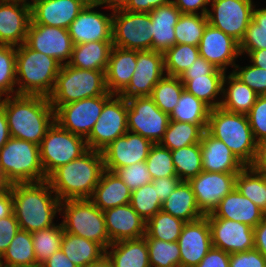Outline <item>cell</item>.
Wrapping results in <instances>:
<instances>
[{
    "instance_id": "bcb514c9",
    "label": "cell",
    "mask_w": 266,
    "mask_h": 267,
    "mask_svg": "<svg viewBox=\"0 0 266 267\" xmlns=\"http://www.w3.org/2000/svg\"><path fill=\"white\" fill-rule=\"evenodd\" d=\"M207 24L206 15L181 14L175 25L176 44L198 47Z\"/></svg>"
},
{
    "instance_id": "6da1fadb",
    "label": "cell",
    "mask_w": 266,
    "mask_h": 267,
    "mask_svg": "<svg viewBox=\"0 0 266 267\" xmlns=\"http://www.w3.org/2000/svg\"><path fill=\"white\" fill-rule=\"evenodd\" d=\"M11 137L40 145L55 122V111L48 97L12 95L0 98Z\"/></svg>"
},
{
    "instance_id": "4dcf8cb0",
    "label": "cell",
    "mask_w": 266,
    "mask_h": 267,
    "mask_svg": "<svg viewBox=\"0 0 266 267\" xmlns=\"http://www.w3.org/2000/svg\"><path fill=\"white\" fill-rule=\"evenodd\" d=\"M224 75V71L216 68L209 75L180 76L179 78L188 93L214 109L220 107L222 102Z\"/></svg>"
},
{
    "instance_id": "9c48e42d",
    "label": "cell",
    "mask_w": 266,
    "mask_h": 267,
    "mask_svg": "<svg viewBox=\"0 0 266 267\" xmlns=\"http://www.w3.org/2000/svg\"><path fill=\"white\" fill-rule=\"evenodd\" d=\"M88 150L85 138L61 128L54 122L39 145L45 177L60 166L80 158Z\"/></svg>"
},
{
    "instance_id": "d6986e66",
    "label": "cell",
    "mask_w": 266,
    "mask_h": 267,
    "mask_svg": "<svg viewBox=\"0 0 266 267\" xmlns=\"http://www.w3.org/2000/svg\"><path fill=\"white\" fill-rule=\"evenodd\" d=\"M96 3H88L68 28L73 45L95 41H112V16L97 11ZM96 9V10H95Z\"/></svg>"
},
{
    "instance_id": "ee69618b",
    "label": "cell",
    "mask_w": 266,
    "mask_h": 267,
    "mask_svg": "<svg viewBox=\"0 0 266 267\" xmlns=\"http://www.w3.org/2000/svg\"><path fill=\"white\" fill-rule=\"evenodd\" d=\"M184 90L179 77L165 75L154 86L150 97L162 112L170 115Z\"/></svg>"
},
{
    "instance_id": "11a10c76",
    "label": "cell",
    "mask_w": 266,
    "mask_h": 267,
    "mask_svg": "<svg viewBox=\"0 0 266 267\" xmlns=\"http://www.w3.org/2000/svg\"><path fill=\"white\" fill-rule=\"evenodd\" d=\"M240 51H255L266 49V31H261L259 26L251 20L243 39L239 43Z\"/></svg>"
},
{
    "instance_id": "6f0895ef",
    "label": "cell",
    "mask_w": 266,
    "mask_h": 267,
    "mask_svg": "<svg viewBox=\"0 0 266 267\" xmlns=\"http://www.w3.org/2000/svg\"><path fill=\"white\" fill-rule=\"evenodd\" d=\"M19 223L16 220L14 213L11 215L0 219V254L7 250L9 244L15 237L16 233L19 231Z\"/></svg>"
},
{
    "instance_id": "ffe728a7",
    "label": "cell",
    "mask_w": 266,
    "mask_h": 267,
    "mask_svg": "<svg viewBox=\"0 0 266 267\" xmlns=\"http://www.w3.org/2000/svg\"><path fill=\"white\" fill-rule=\"evenodd\" d=\"M211 230L212 247L229 254L254 249V228L229 219L205 215Z\"/></svg>"
},
{
    "instance_id": "89a4df30",
    "label": "cell",
    "mask_w": 266,
    "mask_h": 267,
    "mask_svg": "<svg viewBox=\"0 0 266 267\" xmlns=\"http://www.w3.org/2000/svg\"><path fill=\"white\" fill-rule=\"evenodd\" d=\"M241 56L247 54L252 65L266 70V49L255 51H240Z\"/></svg>"
},
{
    "instance_id": "03108f58",
    "label": "cell",
    "mask_w": 266,
    "mask_h": 267,
    "mask_svg": "<svg viewBox=\"0 0 266 267\" xmlns=\"http://www.w3.org/2000/svg\"><path fill=\"white\" fill-rule=\"evenodd\" d=\"M254 248L266 257V216L254 227Z\"/></svg>"
},
{
    "instance_id": "1f68e13d",
    "label": "cell",
    "mask_w": 266,
    "mask_h": 267,
    "mask_svg": "<svg viewBox=\"0 0 266 267\" xmlns=\"http://www.w3.org/2000/svg\"><path fill=\"white\" fill-rule=\"evenodd\" d=\"M223 78L222 102L220 107L228 112L247 114L259 96L232 72Z\"/></svg>"
},
{
    "instance_id": "8d00e7d4",
    "label": "cell",
    "mask_w": 266,
    "mask_h": 267,
    "mask_svg": "<svg viewBox=\"0 0 266 267\" xmlns=\"http://www.w3.org/2000/svg\"><path fill=\"white\" fill-rule=\"evenodd\" d=\"M207 128V124H192L170 120L168 128L160 141V145L169 150L201 142V137Z\"/></svg>"
},
{
    "instance_id": "f907efd6",
    "label": "cell",
    "mask_w": 266,
    "mask_h": 267,
    "mask_svg": "<svg viewBox=\"0 0 266 267\" xmlns=\"http://www.w3.org/2000/svg\"><path fill=\"white\" fill-rule=\"evenodd\" d=\"M152 179L177 176L171 150L159 143L153 144L145 161Z\"/></svg>"
},
{
    "instance_id": "7402d4cb",
    "label": "cell",
    "mask_w": 266,
    "mask_h": 267,
    "mask_svg": "<svg viewBox=\"0 0 266 267\" xmlns=\"http://www.w3.org/2000/svg\"><path fill=\"white\" fill-rule=\"evenodd\" d=\"M31 21V6L25 0H0V45L25 43Z\"/></svg>"
},
{
    "instance_id": "ba28073f",
    "label": "cell",
    "mask_w": 266,
    "mask_h": 267,
    "mask_svg": "<svg viewBox=\"0 0 266 267\" xmlns=\"http://www.w3.org/2000/svg\"><path fill=\"white\" fill-rule=\"evenodd\" d=\"M59 215L64 232L101 244L105 249L111 244L104 213L90 199L61 201Z\"/></svg>"
},
{
    "instance_id": "2644e50d",
    "label": "cell",
    "mask_w": 266,
    "mask_h": 267,
    "mask_svg": "<svg viewBox=\"0 0 266 267\" xmlns=\"http://www.w3.org/2000/svg\"><path fill=\"white\" fill-rule=\"evenodd\" d=\"M11 138L4 107L0 104V149Z\"/></svg>"
},
{
    "instance_id": "a7ac6f4b",
    "label": "cell",
    "mask_w": 266,
    "mask_h": 267,
    "mask_svg": "<svg viewBox=\"0 0 266 267\" xmlns=\"http://www.w3.org/2000/svg\"><path fill=\"white\" fill-rule=\"evenodd\" d=\"M13 213V197L8 186L0 194V219L5 218Z\"/></svg>"
},
{
    "instance_id": "5b68a950",
    "label": "cell",
    "mask_w": 266,
    "mask_h": 267,
    "mask_svg": "<svg viewBox=\"0 0 266 267\" xmlns=\"http://www.w3.org/2000/svg\"><path fill=\"white\" fill-rule=\"evenodd\" d=\"M206 131L224 142L245 166L252 162L256 141L247 114L228 112L221 107L211 109Z\"/></svg>"
},
{
    "instance_id": "753ad0ef",
    "label": "cell",
    "mask_w": 266,
    "mask_h": 267,
    "mask_svg": "<svg viewBox=\"0 0 266 267\" xmlns=\"http://www.w3.org/2000/svg\"><path fill=\"white\" fill-rule=\"evenodd\" d=\"M129 0H95V3L100 7L103 6L105 9H110L111 11L117 9H123Z\"/></svg>"
},
{
    "instance_id": "7c38bea8",
    "label": "cell",
    "mask_w": 266,
    "mask_h": 267,
    "mask_svg": "<svg viewBox=\"0 0 266 267\" xmlns=\"http://www.w3.org/2000/svg\"><path fill=\"white\" fill-rule=\"evenodd\" d=\"M113 96L105 95L85 98L62 106H52L55 111V122L63 129L87 138L98 120L104 104Z\"/></svg>"
},
{
    "instance_id": "deb4b68c",
    "label": "cell",
    "mask_w": 266,
    "mask_h": 267,
    "mask_svg": "<svg viewBox=\"0 0 266 267\" xmlns=\"http://www.w3.org/2000/svg\"><path fill=\"white\" fill-rule=\"evenodd\" d=\"M25 1L31 3V2L34 1V0H25Z\"/></svg>"
},
{
    "instance_id": "44dd1931",
    "label": "cell",
    "mask_w": 266,
    "mask_h": 267,
    "mask_svg": "<svg viewBox=\"0 0 266 267\" xmlns=\"http://www.w3.org/2000/svg\"><path fill=\"white\" fill-rule=\"evenodd\" d=\"M198 47L201 57L225 73L229 66L234 68L241 56L239 42L209 23Z\"/></svg>"
},
{
    "instance_id": "277c9868",
    "label": "cell",
    "mask_w": 266,
    "mask_h": 267,
    "mask_svg": "<svg viewBox=\"0 0 266 267\" xmlns=\"http://www.w3.org/2000/svg\"><path fill=\"white\" fill-rule=\"evenodd\" d=\"M60 68L54 58L30 49L25 43L16 47L17 94L49 97Z\"/></svg>"
},
{
    "instance_id": "ac0fdd59",
    "label": "cell",
    "mask_w": 266,
    "mask_h": 267,
    "mask_svg": "<svg viewBox=\"0 0 266 267\" xmlns=\"http://www.w3.org/2000/svg\"><path fill=\"white\" fill-rule=\"evenodd\" d=\"M152 145L140 134L127 131L101 151L104 169L114 172L118 168L146 161Z\"/></svg>"
},
{
    "instance_id": "d6a6232c",
    "label": "cell",
    "mask_w": 266,
    "mask_h": 267,
    "mask_svg": "<svg viewBox=\"0 0 266 267\" xmlns=\"http://www.w3.org/2000/svg\"><path fill=\"white\" fill-rule=\"evenodd\" d=\"M112 48V41H95L73 45L68 65L85 70L106 71Z\"/></svg>"
},
{
    "instance_id": "7bdbcfd3",
    "label": "cell",
    "mask_w": 266,
    "mask_h": 267,
    "mask_svg": "<svg viewBox=\"0 0 266 267\" xmlns=\"http://www.w3.org/2000/svg\"><path fill=\"white\" fill-rule=\"evenodd\" d=\"M199 57V47L175 44L164 53L165 74L180 77Z\"/></svg>"
},
{
    "instance_id": "2e32d148",
    "label": "cell",
    "mask_w": 266,
    "mask_h": 267,
    "mask_svg": "<svg viewBox=\"0 0 266 267\" xmlns=\"http://www.w3.org/2000/svg\"><path fill=\"white\" fill-rule=\"evenodd\" d=\"M164 53L138 51L135 71L128 86L119 94L125 98L150 97L154 86L165 76Z\"/></svg>"
},
{
    "instance_id": "e0dca14e",
    "label": "cell",
    "mask_w": 266,
    "mask_h": 267,
    "mask_svg": "<svg viewBox=\"0 0 266 267\" xmlns=\"http://www.w3.org/2000/svg\"><path fill=\"white\" fill-rule=\"evenodd\" d=\"M237 173H220L202 171L190 179L196 203L200 211L207 215L212 213L219 202L236 187Z\"/></svg>"
},
{
    "instance_id": "34e18365",
    "label": "cell",
    "mask_w": 266,
    "mask_h": 267,
    "mask_svg": "<svg viewBox=\"0 0 266 267\" xmlns=\"http://www.w3.org/2000/svg\"><path fill=\"white\" fill-rule=\"evenodd\" d=\"M87 267H114V265L110 257L105 253L99 260L89 264Z\"/></svg>"
},
{
    "instance_id": "cb8c5ba5",
    "label": "cell",
    "mask_w": 266,
    "mask_h": 267,
    "mask_svg": "<svg viewBox=\"0 0 266 267\" xmlns=\"http://www.w3.org/2000/svg\"><path fill=\"white\" fill-rule=\"evenodd\" d=\"M88 4L85 0H34L30 3L35 24L68 29Z\"/></svg>"
},
{
    "instance_id": "816d5d0a",
    "label": "cell",
    "mask_w": 266,
    "mask_h": 267,
    "mask_svg": "<svg viewBox=\"0 0 266 267\" xmlns=\"http://www.w3.org/2000/svg\"><path fill=\"white\" fill-rule=\"evenodd\" d=\"M131 191L153 181L145 161L118 168L114 171Z\"/></svg>"
},
{
    "instance_id": "09005b40",
    "label": "cell",
    "mask_w": 266,
    "mask_h": 267,
    "mask_svg": "<svg viewBox=\"0 0 266 267\" xmlns=\"http://www.w3.org/2000/svg\"><path fill=\"white\" fill-rule=\"evenodd\" d=\"M0 267H4L3 266V262H2V255L0 254Z\"/></svg>"
},
{
    "instance_id": "8fae6325",
    "label": "cell",
    "mask_w": 266,
    "mask_h": 267,
    "mask_svg": "<svg viewBox=\"0 0 266 267\" xmlns=\"http://www.w3.org/2000/svg\"><path fill=\"white\" fill-rule=\"evenodd\" d=\"M128 103L113 95L103 106L101 114L86 138L88 149L102 151L111 142L128 131Z\"/></svg>"
},
{
    "instance_id": "e7e4bbea",
    "label": "cell",
    "mask_w": 266,
    "mask_h": 267,
    "mask_svg": "<svg viewBox=\"0 0 266 267\" xmlns=\"http://www.w3.org/2000/svg\"><path fill=\"white\" fill-rule=\"evenodd\" d=\"M215 69L216 68L211 63L200 56L181 76L209 75Z\"/></svg>"
},
{
    "instance_id": "9f6ffc18",
    "label": "cell",
    "mask_w": 266,
    "mask_h": 267,
    "mask_svg": "<svg viewBox=\"0 0 266 267\" xmlns=\"http://www.w3.org/2000/svg\"><path fill=\"white\" fill-rule=\"evenodd\" d=\"M229 267H266V257L255 248L230 254Z\"/></svg>"
},
{
    "instance_id": "681fc988",
    "label": "cell",
    "mask_w": 266,
    "mask_h": 267,
    "mask_svg": "<svg viewBox=\"0 0 266 267\" xmlns=\"http://www.w3.org/2000/svg\"><path fill=\"white\" fill-rule=\"evenodd\" d=\"M157 194L152 182L131 192L130 205L145 221L152 218L162 208V202Z\"/></svg>"
},
{
    "instance_id": "4fadbf2b",
    "label": "cell",
    "mask_w": 266,
    "mask_h": 267,
    "mask_svg": "<svg viewBox=\"0 0 266 267\" xmlns=\"http://www.w3.org/2000/svg\"><path fill=\"white\" fill-rule=\"evenodd\" d=\"M128 131L140 134L153 144L160 143L168 128L169 114L162 112L151 97L127 99Z\"/></svg>"
},
{
    "instance_id": "603a6c76",
    "label": "cell",
    "mask_w": 266,
    "mask_h": 267,
    "mask_svg": "<svg viewBox=\"0 0 266 267\" xmlns=\"http://www.w3.org/2000/svg\"><path fill=\"white\" fill-rule=\"evenodd\" d=\"M180 266L196 267L212 247L211 230L206 216L186 222L178 238Z\"/></svg>"
},
{
    "instance_id": "7a4b0ae2",
    "label": "cell",
    "mask_w": 266,
    "mask_h": 267,
    "mask_svg": "<svg viewBox=\"0 0 266 267\" xmlns=\"http://www.w3.org/2000/svg\"><path fill=\"white\" fill-rule=\"evenodd\" d=\"M13 197V213L21 230L33 233L54 226L60 200L47 180L8 185Z\"/></svg>"
},
{
    "instance_id": "f6af8a7d",
    "label": "cell",
    "mask_w": 266,
    "mask_h": 267,
    "mask_svg": "<svg viewBox=\"0 0 266 267\" xmlns=\"http://www.w3.org/2000/svg\"><path fill=\"white\" fill-rule=\"evenodd\" d=\"M63 233L61 223L31 233L36 264L41 266L53 253L61 249Z\"/></svg>"
},
{
    "instance_id": "979ff035",
    "label": "cell",
    "mask_w": 266,
    "mask_h": 267,
    "mask_svg": "<svg viewBox=\"0 0 266 267\" xmlns=\"http://www.w3.org/2000/svg\"><path fill=\"white\" fill-rule=\"evenodd\" d=\"M87 1L88 3H95V0H85Z\"/></svg>"
},
{
    "instance_id": "52a82bcc",
    "label": "cell",
    "mask_w": 266,
    "mask_h": 267,
    "mask_svg": "<svg viewBox=\"0 0 266 267\" xmlns=\"http://www.w3.org/2000/svg\"><path fill=\"white\" fill-rule=\"evenodd\" d=\"M106 71L85 70L61 65L48 99L52 106H62L85 98L105 95Z\"/></svg>"
},
{
    "instance_id": "83f0119b",
    "label": "cell",
    "mask_w": 266,
    "mask_h": 267,
    "mask_svg": "<svg viewBox=\"0 0 266 267\" xmlns=\"http://www.w3.org/2000/svg\"><path fill=\"white\" fill-rule=\"evenodd\" d=\"M138 50L113 46L105 72L108 92L119 95L129 84L137 64Z\"/></svg>"
},
{
    "instance_id": "b9fcfbb0",
    "label": "cell",
    "mask_w": 266,
    "mask_h": 267,
    "mask_svg": "<svg viewBox=\"0 0 266 267\" xmlns=\"http://www.w3.org/2000/svg\"><path fill=\"white\" fill-rule=\"evenodd\" d=\"M263 182L266 189V172H263Z\"/></svg>"
},
{
    "instance_id": "d590c367",
    "label": "cell",
    "mask_w": 266,
    "mask_h": 267,
    "mask_svg": "<svg viewBox=\"0 0 266 267\" xmlns=\"http://www.w3.org/2000/svg\"><path fill=\"white\" fill-rule=\"evenodd\" d=\"M61 250L77 267H87L106 253L101 244L67 232L63 233Z\"/></svg>"
},
{
    "instance_id": "8992f818",
    "label": "cell",
    "mask_w": 266,
    "mask_h": 267,
    "mask_svg": "<svg viewBox=\"0 0 266 267\" xmlns=\"http://www.w3.org/2000/svg\"><path fill=\"white\" fill-rule=\"evenodd\" d=\"M0 177L8 185L47 180L39 145L11 137L0 149Z\"/></svg>"
},
{
    "instance_id": "9a60e30c",
    "label": "cell",
    "mask_w": 266,
    "mask_h": 267,
    "mask_svg": "<svg viewBox=\"0 0 266 267\" xmlns=\"http://www.w3.org/2000/svg\"><path fill=\"white\" fill-rule=\"evenodd\" d=\"M25 44L34 51L54 58L59 64H68L73 43L68 29L35 24L32 20L28 26Z\"/></svg>"
},
{
    "instance_id": "484cf974",
    "label": "cell",
    "mask_w": 266,
    "mask_h": 267,
    "mask_svg": "<svg viewBox=\"0 0 266 267\" xmlns=\"http://www.w3.org/2000/svg\"><path fill=\"white\" fill-rule=\"evenodd\" d=\"M202 169L207 172L239 173L245 165L221 140L206 130L201 137Z\"/></svg>"
},
{
    "instance_id": "8c879c8a",
    "label": "cell",
    "mask_w": 266,
    "mask_h": 267,
    "mask_svg": "<svg viewBox=\"0 0 266 267\" xmlns=\"http://www.w3.org/2000/svg\"><path fill=\"white\" fill-rule=\"evenodd\" d=\"M252 20L259 26L261 31H266V7L256 8L254 6Z\"/></svg>"
},
{
    "instance_id": "f35d334b",
    "label": "cell",
    "mask_w": 266,
    "mask_h": 267,
    "mask_svg": "<svg viewBox=\"0 0 266 267\" xmlns=\"http://www.w3.org/2000/svg\"><path fill=\"white\" fill-rule=\"evenodd\" d=\"M176 175L181 181H189L203 171L200 143L171 150Z\"/></svg>"
},
{
    "instance_id": "30bf717a",
    "label": "cell",
    "mask_w": 266,
    "mask_h": 267,
    "mask_svg": "<svg viewBox=\"0 0 266 267\" xmlns=\"http://www.w3.org/2000/svg\"><path fill=\"white\" fill-rule=\"evenodd\" d=\"M152 19L149 13L113 11V46L126 50H153Z\"/></svg>"
},
{
    "instance_id": "f5cc1de1",
    "label": "cell",
    "mask_w": 266,
    "mask_h": 267,
    "mask_svg": "<svg viewBox=\"0 0 266 267\" xmlns=\"http://www.w3.org/2000/svg\"><path fill=\"white\" fill-rule=\"evenodd\" d=\"M232 73L248 85L258 95H266V70L250 65L241 67L236 64Z\"/></svg>"
},
{
    "instance_id": "94428289",
    "label": "cell",
    "mask_w": 266,
    "mask_h": 267,
    "mask_svg": "<svg viewBox=\"0 0 266 267\" xmlns=\"http://www.w3.org/2000/svg\"><path fill=\"white\" fill-rule=\"evenodd\" d=\"M173 3V0H129L125 11L150 13L154 8Z\"/></svg>"
},
{
    "instance_id": "5bb4252c",
    "label": "cell",
    "mask_w": 266,
    "mask_h": 267,
    "mask_svg": "<svg viewBox=\"0 0 266 267\" xmlns=\"http://www.w3.org/2000/svg\"><path fill=\"white\" fill-rule=\"evenodd\" d=\"M207 20L240 43L252 20L253 0H210Z\"/></svg>"
},
{
    "instance_id": "91938a15",
    "label": "cell",
    "mask_w": 266,
    "mask_h": 267,
    "mask_svg": "<svg viewBox=\"0 0 266 267\" xmlns=\"http://www.w3.org/2000/svg\"><path fill=\"white\" fill-rule=\"evenodd\" d=\"M173 4L182 14L207 15L210 0H173Z\"/></svg>"
},
{
    "instance_id": "4316f807",
    "label": "cell",
    "mask_w": 266,
    "mask_h": 267,
    "mask_svg": "<svg viewBox=\"0 0 266 267\" xmlns=\"http://www.w3.org/2000/svg\"><path fill=\"white\" fill-rule=\"evenodd\" d=\"M216 218L229 219L256 227L266 214L235 187L211 213Z\"/></svg>"
},
{
    "instance_id": "7dc6e473",
    "label": "cell",
    "mask_w": 266,
    "mask_h": 267,
    "mask_svg": "<svg viewBox=\"0 0 266 267\" xmlns=\"http://www.w3.org/2000/svg\"><path fill=\"white\" fill-rule=\"evenodd\" d=\"M145 239L150 267L180 266V248L177 241L167 242L154 238Z\"/></svg>"
},
{
    "instance_id": "be15d7a7",
    "label": "cell",
    "mask_w": 266,
    "mask_h": 267,
    "mask_svg": "<svg viewBox=\"0 0 266 267\" xmlns=\"http://www.w3.org/2000/svg\"><path fill=\"white\" fill-rule=\"evenodd\" d=\"M248 166L255 171L266 172V138L256 142L255 154Z\"/></svg>"
},
{
    "instance_id": "6125c7cd",
    "label": "cell",
    "mask_w": 266,
    "mask_h": 267,
    "mask_svg": "<svg viewBox=\"0 0 266 267\" xmlns=\"http://www.w3.org/2000/svg\"><path fill=\"white\" fill-rule=\"evenodd\" d=\"M180 182L181 180L177 176L161 177L152 181L161 202L165 201L170 196L171 192L175 190Z\"/></svg>"
},
{
    "instance_id": "60d3db41",
    "label": "cell",
    "mask_w": 266,
    "mask_h": 267,
    "mask_svg": "<svg viewBox=\"0 0 266 267\" xmlns=\"http://www.w3.org/2000/svg\"><path fill=\"white\" fill-rule=\"evenodd\" d=\"M3 266L36 264L32 234L19 229L2 255Z\"/></svg>"
},
{
    "instance_id": "f546056e",
    "label": "cell",
    "mask_w": 266,
    "mask_h": 267,
    "mask_svg": "<svg viewBox=\"0 0 266 267\" xmlns=\"http://www.w3.org/2000/svg\"><path fill=\"white\" fill-rule=\"evenodd\" d=\"M131 192L115 172L104 169L90 200L104 211L130 203Z\"/></svg>"
},
{
    "instance_id": "c3c4849f",
    "label": "cell",
    "mask_w": 266,
    "mask_h": 267,
    "mask_svg": "<svg viewBox=\"0 0 266 267\" xmlns=\"http://www.w3.org/2000/svg\"><path fill=\"white\" fill-rule=\"evenodd\" d=\"M17 95L16 47L0 45V98Z\"/></svg>"
},
{
    "instance_id": "d4e9b609",
    "label": "cell",
    "mask_w": 266,
    "mask_h": 267,
    "mask_svg": "<svg viewBox=\"0 0 266 267\" xmlns=\"http://www.w3.org/2000/svg\"><path fill=\"white\" fill-rule=\"evenodd\" d=\"M103 213L111 243L145 236L147 221L138 215L130 203L106 209Z\"/></svg>"
},
{
    "instance_id": "2a66077c",
    "label": "cell",
    "mask_w": 266,
    "mask_h": 267,
    "mask_svg": "<svg viewBox=\"0 0 266 267\" xmlns=\"http://www.w3.org/2000/svg\"><path fill=\"white\" fill-rule=\"evenodd\" d=\"M4 267H41V266L38 264H30V265L4 266Z\"/></svg>"
},
{
    "instance_id": "680465c9",
    "label": "cell",
    "mask_w": 266,
    "mask_h": 267,
    "mask_svg": "<svg viewBox=\"0 0 266 267\" xmlns=\"http://www.w3.org/2000/svg\"><path fill=\"white\" fill-rule=\"evenodd\" d=\"M230 254L211 247L205 257L196 267H229Z\"/></svg>"
},
{
    "instance_id": "ab89813d",
    "label": "cell",
    "mask_w": 266,
    "mask_h": 267,
    "mask_svg": "<svg viewBox=\"0 0 266 267\" xmlns=\"http://www.w3.org/2000/svg\"><path fill=\"white\" fill-rule=\"evenodd\" d=\"M236 188L266 214V189L263 182V172L245 166L237 173Z\"/></svg>"
},
{
    "instance_id": "b9f144b4",
    "label": "cell",
    "mask_w": 266,
    "mask_h": 267,
    "mask_svg": "<svg viewBox=\"0 0 266 267\" xmlns=\"http://www.w3.org/2000/svg\"><path fill=\"white\" fill-rule=\"evenodd\" d=\"M186 222L160 210L146 223L144 238H154L167 242L178 241Z\"/></svg>"
},
{
    "instance_id": "74e56055",
    "label": "cell",
    "mask_w": 266,
    "mask_h": 267,
    "mask_svg": "<svg viewBox=\"0 0 266 267\" xmlns=\"http://www.w3.org/2000/svg\"><path fill=\"white\" fill-rule=\"evenodd\" d=\"M210 111L207 104L184 90L169 117L173 121L207 124Z\"/></svg>"
},
{
    "instance_id": "db71d44e",
    "label": "cell",
    "mask_w": 266,
    "mask_h": 267,
    "mask_svg": "<svg viewBox=\"0 0 266 267\" xmlns=\"http://www.w3.org/2000/svg\"><path fill=\"white\" fill-rule=\"evenodd\" d=\"M255 141L266 138V95H259L247 113Z\"/></svg>"
},
{
    "instance_id": "e575fe53",
    "label": "cell",
    "mask_w": 266,
    "mask_h": 267,
    "mask_svg": "<svg viewBox=\"0 0 266 267\" xmlns=\"http://www.w3.org/2000/svg\"><path fill=\"white\" fill-rule=\"evenodd\" d=\"M161 210L184 222H193L205 215L197 206L191 185L181 181L170 196L162 202Z\"/></svg>"
},
{
    "instance_id": "11e5206c",
    "label": "cell",
    "mask_w": 266,
    "mask_h": 267,
    "mask_svg": "<svg viewBox=\"0 0 266 267\" xmlns=\"http://www.w3.org/2000/svg\"><path fill=\"white\" fill-rule=\"evenodd\" d=\"M8 187V184L0 178V194Z\"/></svg>"
},
{
    "instance_id": "003e7915",
    "label": "cell",
    "mask_w": 266,
    "mask_h": 267,
    "mask_svg": "<svg viewBox=\"0 0 266 267\" xmlns=\"http://www.w3.org/2000/svg\"><path fill=\"white\" fill-rule=\"evenodd\" d=\"M41 267H77L60 249L53 253Z\"/></svg>"
},
{
    "instance_id": "f1b7e54d",
    "label": "cell",
    "mask_w": 266,
    "mask_h": 267,
    "mask_svg": "<svg viewBox=\"0 0 266 267\" xmlns=\"http://www.w3.org/2000/svg\"><path fill=\"white\" fill-rule=\"evenodd\" d=\"M149 14L153 25V50L165 53L176 44L175 25L182 13L170 3L154 8Z\"/></svg>"
},
{
    "instance_id": "3957f363",
    "label": "cell",
    "mask_w": 266,
    "mask_h": 267,
    "mask_svg": "<svg viewBox=\"0 0 266 267\" xmlns=\"http://www.w3.org/2000/svg\"><path fill=\"white\" fill-rule=\"evenodd\" d=\"M103 170L102 152L89 149L80 158L54 170L47 181L60 201L90 199Z\"/></svg>"
},
{
    "instance_id": "836d02e7",
    "label": "cell",
    "mask_w": 266,
    "mask_h": 267,
    "mask_svg": "<svg viewBox=\"0 0 266 267\" xmlns=\"http://www.w3.org/2000/svg\"><path fill=\"white\" fill-rule=\"evenodd\" d=\"M114 267H150L146 239L121 240L106 249Z\"/></svg>"
}]
</instances>
